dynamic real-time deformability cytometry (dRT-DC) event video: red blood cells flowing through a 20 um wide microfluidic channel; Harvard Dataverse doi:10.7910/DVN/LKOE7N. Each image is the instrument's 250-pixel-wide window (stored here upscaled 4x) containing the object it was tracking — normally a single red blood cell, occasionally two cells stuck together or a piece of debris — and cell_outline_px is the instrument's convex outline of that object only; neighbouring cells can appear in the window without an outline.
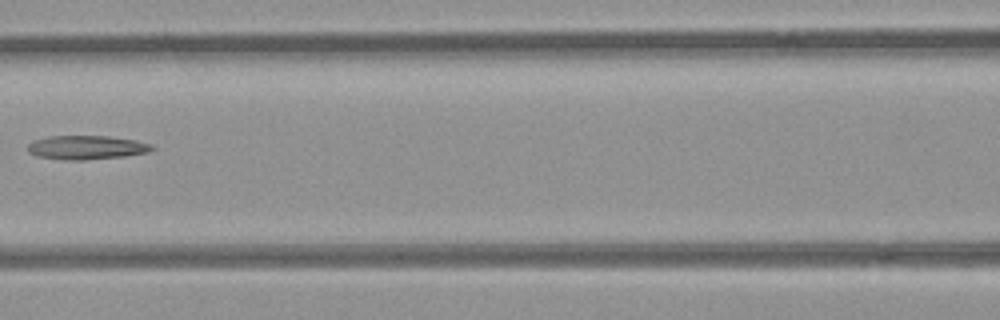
{"species": "common noctule bat (a hibernating species)", "species_latin": "Nyctalus noctula", "temperature_condition": "room temperature", "stored_images_in_passage": 4, "camera_frame_rate_fps": 3000, "um_per_image_px": 0.085, "animal": {"sex": "female", "body_mass_g": 21.9}, "frame": {"image": 1, "passage_image": 3, "time_ms": 2.333, "image_size_px": [1000, 320], "cell_outline_px": [[156, 148], [148, 152], [124, 156], [84, 160], [64, 160], [36, 156], [28, 152], [28, 144], [32, 140], [48, 136], [108, 136], [136, 140], [152, 144]], "centroid_in_image_um": [7.34, 12.53], "position_along_channel_um": 159.3, "area_um2": 17.46}}
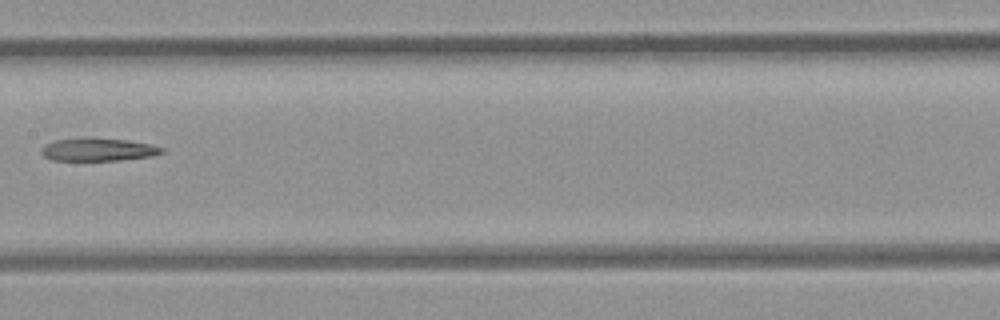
{"frame": {"image": 2, "passage_image": 4, "time_ms": 3.333, "image_size_px": [1000, 320], "cell_outline_px": [[164, 152], [152, 156], [120, 160], [52, 160], [44, 156], [40, 152], [44, 144], [56, 140], [84, 136], [128, 140], [148, 144], [164, 148]], "centroid_in_image_um": [8.3, 12.69], "position_along_channel_um": 199.1, "area_um2": 16.3}}